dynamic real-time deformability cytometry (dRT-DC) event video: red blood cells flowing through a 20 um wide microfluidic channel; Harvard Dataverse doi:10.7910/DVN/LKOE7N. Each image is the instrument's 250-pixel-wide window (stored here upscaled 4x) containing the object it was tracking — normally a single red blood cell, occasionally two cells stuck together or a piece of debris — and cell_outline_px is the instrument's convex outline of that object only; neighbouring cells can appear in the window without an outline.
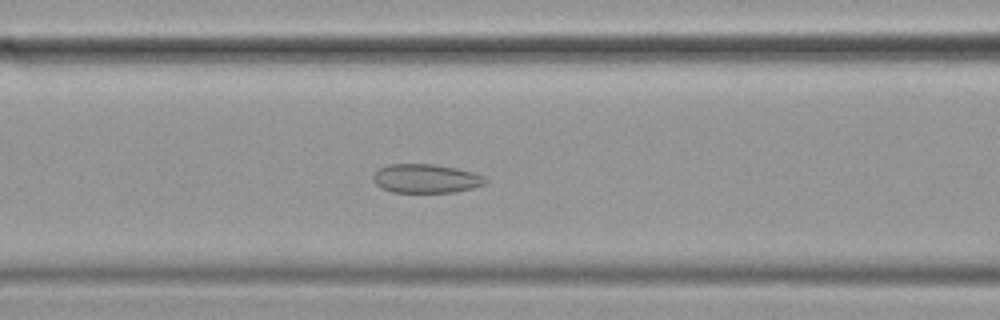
{"species": "common noctule bat (a hibernating species)", "species_latin": "Nyctalus noctula", "temperature_condition": "cold", "stored_images_in_passage": 51, "camera_frame_rate_fps": 3000, "um_per_image_px": 0.085, "animal": {"sex": "female", "body_mass_g": 19.9}, "frame": {"image": 1, "passage_image": 23, "time_ms": 7.333, "image_size_px": [1000, 320], "cell_outline_px": [[488, 180], [484, 184], [472, 188], [456, 192], [392, 192], [380, 188], [372, 180], [372, 176], [376, 168], [388, 164], [432, 164], [456, 168], [472, 172], [484, 176]], "centroid_in_image_um": [36.15, 15.17], "position_along_channel_um": 130.5, "area_um2": 19.07}}
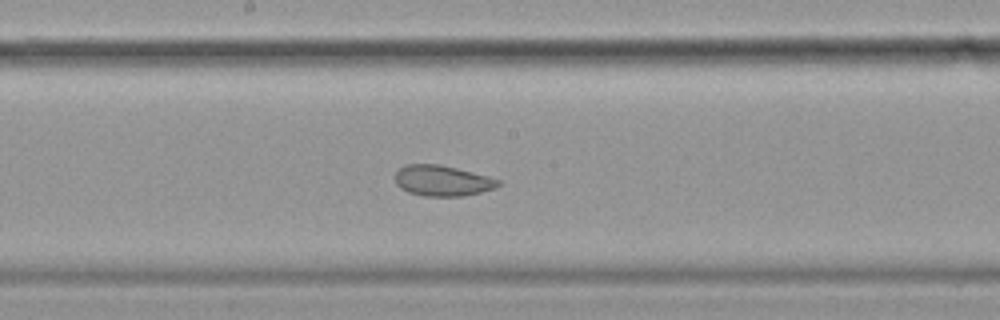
{"frame": {"image": 2, "passage_image": 30, "time_ms": 9.667, "image_size_px": [1000, 320], "cell_outline_px": [[500, 184], [496, 188], [464, 196], [424, 196], [408, 192], [400, 188], [396, 184], [396, 172], [404, 164], [440, 164], [488, 176], [500, 180]], "centroid_in_image_um": [37.59, 15.36], "position_along_channel_um": 210.6, "area_um2": 18.44}}
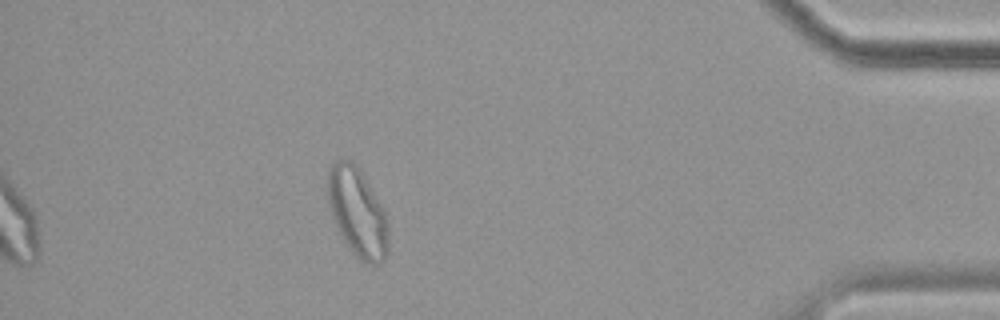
{"frame": {"image": 3, "passage_image": 51, "time_ms": 16.667, "image_size_px": [1000, 320], "cell_outline_px": [[388, 252], [384, 260], [380, 264], [368, 264], [360, 260], [344, 244], [340, 236], [332, 216], [328, 204], [328, 172], [332, 164], [336, 160], [352, 160], [360, 168], [380, 204], [384, 212], [388, 224]], "centroid_in_image_um": [30.38, 18.08], "position_along_channel_um": 404.8, "area_um2": 31.5}, "authors_computed_cell_mechanics": {"area_um2": 23.0622, "velocity_mm_per_s": 3.4503, "shape_relaxation_time_tau1_ms": null, "shape_relaxation_time_tau2_ms": 2.0155, "deformation_change_tau1": null, "deformation_change_tau2": 0.0674}}